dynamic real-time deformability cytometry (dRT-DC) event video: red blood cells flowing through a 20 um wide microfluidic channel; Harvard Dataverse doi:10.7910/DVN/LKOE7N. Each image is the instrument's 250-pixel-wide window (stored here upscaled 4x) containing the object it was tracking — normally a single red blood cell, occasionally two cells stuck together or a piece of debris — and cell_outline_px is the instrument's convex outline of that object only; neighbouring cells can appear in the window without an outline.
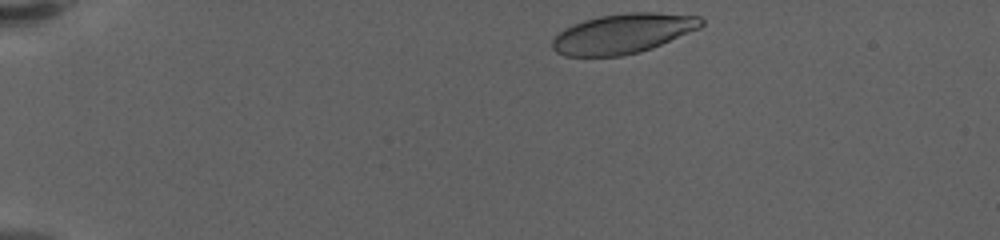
{"species": "human", "species_latin": "Homo sapiens", "temperature_condition": "warm", "stored_images_in_passage": 42, "camera_frame_rate_fps": 3000, "um_per_image_px": 0.085, "donor": {"sex": "female"}, "frame": {"image": 1, "passage_image": 1, "time_ms": 0.0, "image_size_px": [1000, 240], "cell_outline_px": [[704, 24], [700, 28], [652, 48], [640, 52], [620, 56], [564, 56], [556, 52], [552, 48], [552, 40], [564, 28], [584, 20], [600, 16], [628, 12], [656, 12], [700, 16], [704, 20]], "centroid_in_image_um": [52.97, 2.85], "position_along_channel_um": 32.0, "area_um2": 34.56}}
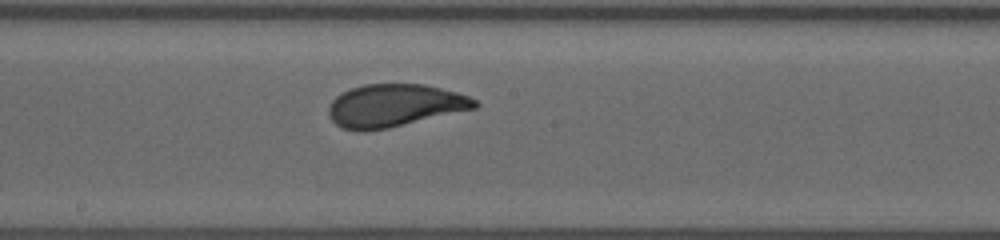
{"frame": {"image": 2, "passage_image": 24, "time_ms": 7.667, "image_size_px": [1000, 240], "cell_outline_px": [[480, 104], [476, 108], [388, 128], [364, 132], [344, 128], [336, 124], [328, 116], [328, 108], [332, 100], [336, 96], [352, 88], [364, 84], [424, 84], [456, 92], [468, 96], [476, 100]], "centroid_in_image_um": [33.52, 8.97], "position_along_channel_um": 214.7, "area_um2": 36.18}}
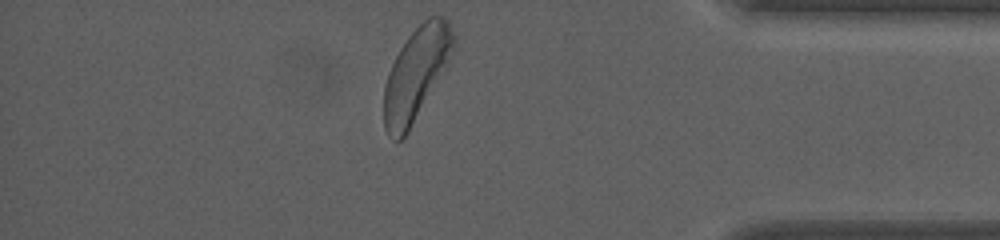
{"frame": {"image": 3, "passage_image": 42, "time_ms": 13.667, "image_size_px": [1000, 240], "cell_outline_px": [[456, 44], [448, 60], [408, 132], [400, 140], [392, 140], [388, 136], [384, 128], [384, 84], [388, 72], [400, 48], [408, 36], [428, 16], [444, 16], [448, 20], [456, 36]], "centroid_in_image_um": [35.35, 6.25], "position_along_channel_um": 399.8, "area_um2": 36.88}, "authors_computed_cell_mechanics": {"area_um2": 36.1828, "velocity_mm_per_s": 3.4834, "shape_relaxation_time_tau1_ms": 4.0075, "shape_relaxation_time_tau2_ms": null, "deformation_change_tau1": 0.1802, "deformation_change_tau2": null}}